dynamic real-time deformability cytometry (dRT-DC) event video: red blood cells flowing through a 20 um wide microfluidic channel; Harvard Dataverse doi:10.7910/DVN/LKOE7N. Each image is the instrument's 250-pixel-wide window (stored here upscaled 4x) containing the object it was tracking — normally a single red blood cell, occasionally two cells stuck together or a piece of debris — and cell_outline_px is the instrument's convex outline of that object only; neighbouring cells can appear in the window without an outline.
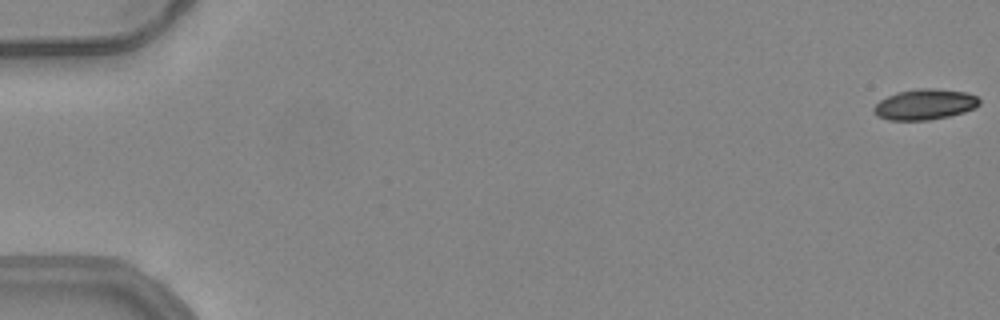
{"species": "common noctule bat (a hibernating species)", "species_latin": "Nyctalus noctula", "temperature_condition": "warm", "stored_images_in_passage": 6, "camera_frame_rate_fps": 3000, "um_per_image_px": 0.085, "animal": {"sex": "female", "body_mass_g": 24.6, "forearm_length_mm": 56.2}, "frame": {"image": 1, "passage_image": 1, "time_ms": 0.0, "image_size_px": [1000, 320], "cell_outline_px": [[980, 104], [976, 108], [964, 112], [948, 116], [928, 120], [888, 120], [876, 116], [872, 112], [872, 108], [880, 100], [896, 92], [916, 88], [932, 88], [968, 92], [976, 96], [980, 100]], "centroid_in_image_um": [78.6, 8.87], "position_along_channel_um": 6.4, "area_um2": 19.07}}